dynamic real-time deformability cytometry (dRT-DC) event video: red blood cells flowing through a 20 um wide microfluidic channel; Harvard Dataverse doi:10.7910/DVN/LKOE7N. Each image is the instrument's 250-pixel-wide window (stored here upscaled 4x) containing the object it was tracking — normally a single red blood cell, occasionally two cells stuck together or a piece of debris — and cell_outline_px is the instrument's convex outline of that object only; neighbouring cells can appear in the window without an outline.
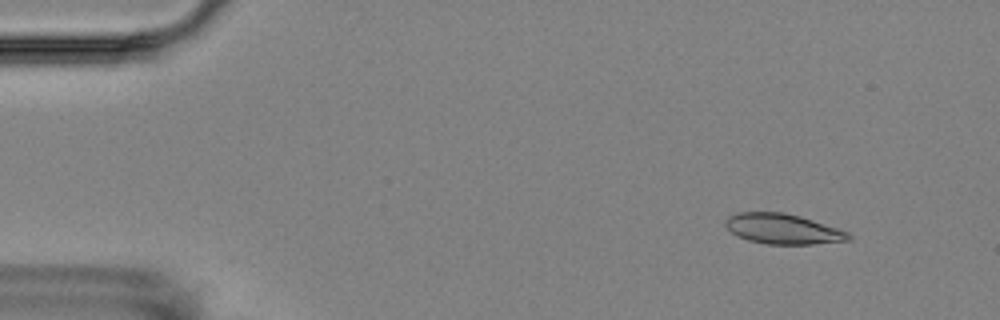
{"species": "Egyptian fruit bat (a non-hibernating species)", "species_latin": "Rousettus aegyptiacus", "temperature_condition": "room temperature", "stored_images_in_passage": 5, "camera_frame_rate_fps": 3000, "um_per_image_px": 0.085, "animal": {"sex": "female"}, "frame": {"image": 1, "passage_image": 2, "time_ms": 1.333, "image_size_px": [1000, 320], "cell_outline_px": [[852, 240], [812, 244], [768, 244], [748, 240], [736, 236], [724, 224], [724, 220], [728, 216], [740, 212], [784, 212], [800, 216], [848, 232], [852, 236]], "centroid_in_image_um": [66.52, 19.46], "position_along_channel_um": 18.5, "area_um2": 21.62}}